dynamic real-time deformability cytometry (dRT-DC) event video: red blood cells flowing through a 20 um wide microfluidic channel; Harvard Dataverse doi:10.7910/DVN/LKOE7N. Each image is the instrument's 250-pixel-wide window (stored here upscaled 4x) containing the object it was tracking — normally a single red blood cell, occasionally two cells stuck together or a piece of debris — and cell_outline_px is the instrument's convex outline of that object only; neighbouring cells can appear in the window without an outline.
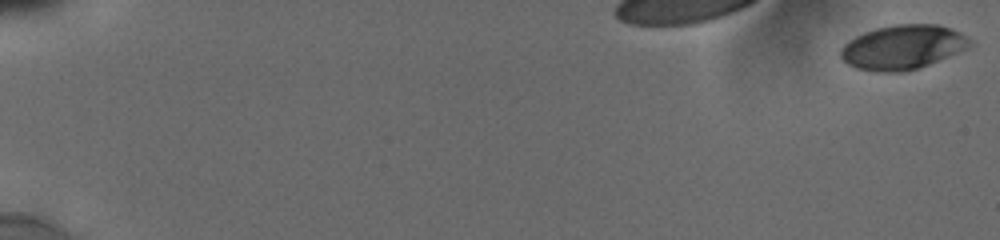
{"species": "human", "species_latin": "Homo sapiens", "temperature_condition": "cold", "stored_images_in_passage": 13, "camera_frame_rate_fps": 3000, "um_per_image_px": 0.085, "donor": {"sex": "male"}, "frame": {"image": 1, "passage_image": 1, "time_ms": 0.0, "image_size_px": [1000, 240], "cell_outline_px": [[972, 40], [968, 48], [928, 64], [904, 72], [876, 72], [856, 68], [848, 64], [840, 56], [840, 48], [848, 40], [864, 32], [876, 28], [896, 24], [940, 24], [952, 28], [960, 32]], "centroid_in_image_um": [76.71, 4.0], "position_along_channel_um": 8.3, "area_um2": 33.41}}
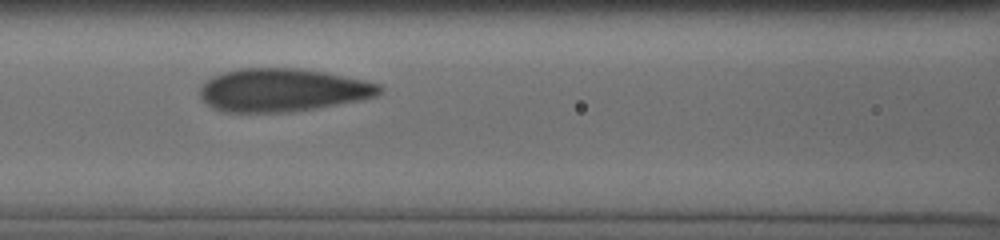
{"frame": {"image": 2, "passage_image": 10, "time_ms": 6.0, "image_size_px": [1000, 240], "cell_outline_px": [[380, 92], [376, 96], [360, 100], [316, 108], [284, 112], [224, 112], [208, 104], [200, 96], [200, 84], [212, 76], [224, 72], [240, 68], [300, 68], [324, 72], [364, 80], [380, 84]], "centroid_in_image_um": [23.99, 7.65], "position_along_channel_um": 142.6, "area_um2": 44.85}}
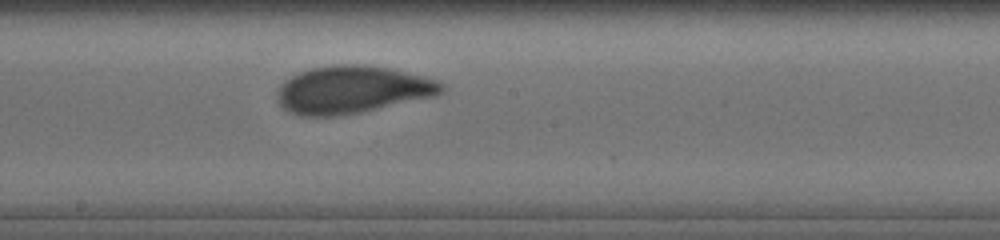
{"frame": {"image": 3, "passage_image": 13, "time_ms": 8.0, "image_size_px": [1000, 240], "cell_outline_px": [[444, 92], [436, 96], [360, 112], [336, 116], [300, 116], [284, 108], [276, 100], [276, 92], [280, 84], [284, 80], [300, 72], [312, 68], [336, 64], [364, 64], [388, 68], [424, 76], [436, 80], [444, 84]], "centroid_in_image_um": [29.93, 7.62], "position_along_channel_um": 218.3, "area_um2": 45.6}}